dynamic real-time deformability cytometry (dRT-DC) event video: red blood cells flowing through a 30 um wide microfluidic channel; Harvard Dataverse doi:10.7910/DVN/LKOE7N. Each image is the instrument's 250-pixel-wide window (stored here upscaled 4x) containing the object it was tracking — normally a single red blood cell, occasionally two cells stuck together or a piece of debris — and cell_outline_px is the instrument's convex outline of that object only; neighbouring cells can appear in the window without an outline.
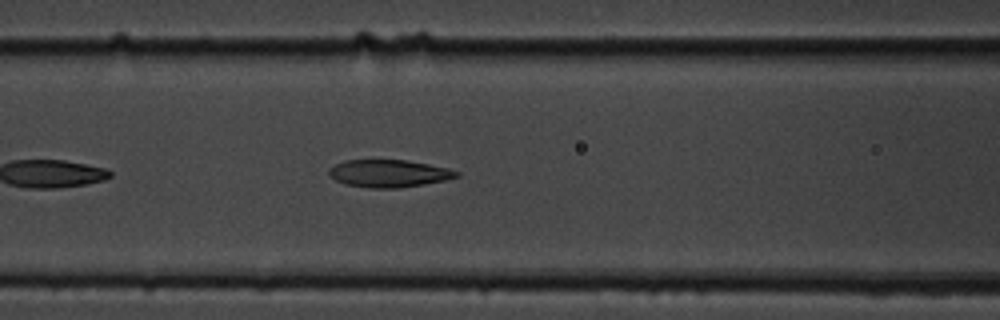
{"species": "common noctule bat (a hibernating species)", "species_latin": "Nyctalus noctula", "temperature_condition": "cold", "stored_images_in_passage": 20, "camera_frame_rate_fps": 3000, "um_per_image_px": 0.085, "animal": {"sex": "male", "body_mass_g": 19.5, "forearm_length_mm": 54.6}, "frame": {"image": 1, "passage_image": 9, "time_ms": 2.667, "image_size_px": [1000, 320], "cell_outline_px": [[460, 176], [444, 180], [424, 184], [400, 188], [368, 188], [344, 184], [336, 180], [328, 172], [328, 168], [344, 160], [404, 160], [428, 164], [448, 168], [460, 172]], "centroid_in_image_um": [33.05, 14.74], "position_along_channel_um": 133.6, "area_um2": 20.4}}
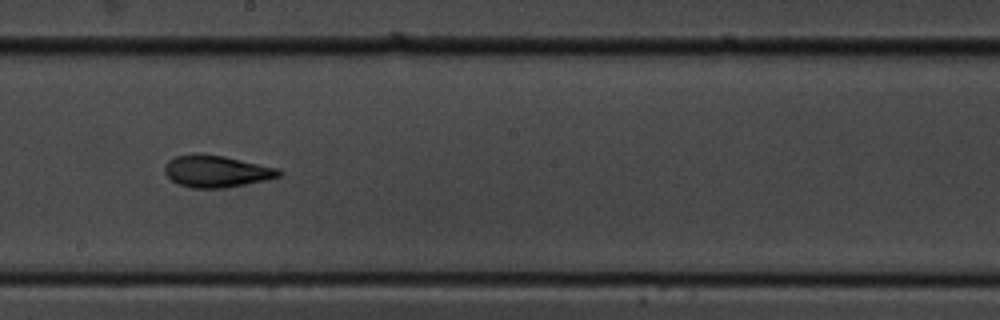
{"frame": {"image": 2, "passage_image": 17, "time_ms": 5.333, "image_size_px": [1000, 320], "cell_outline_px": [[284, 172], [280, 176], [264, 180], [224, 188], [192, 188], [180, 184], [172, 180], [164, 172], [164, 168], [168, 160], [176, 156], [196, 152], [224, 156], [280, 168]], "centroid_in_image_um": [18.4, 14.54], "position_along_channel_um": 229.8, "area_um2": 21.33}}